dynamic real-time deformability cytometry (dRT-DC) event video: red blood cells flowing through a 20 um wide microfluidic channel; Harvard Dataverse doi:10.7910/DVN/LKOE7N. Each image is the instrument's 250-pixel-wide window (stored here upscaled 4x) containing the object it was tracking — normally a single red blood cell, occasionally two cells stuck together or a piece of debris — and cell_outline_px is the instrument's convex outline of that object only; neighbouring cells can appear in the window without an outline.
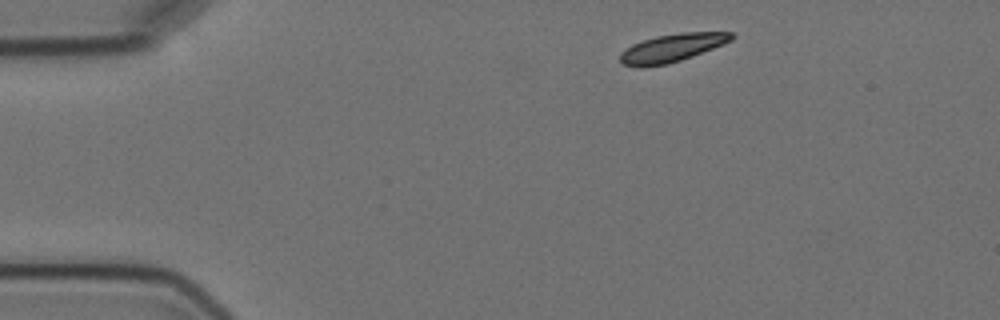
{"species": "Egyptian fruit bat (a non-hibernating species)", "species_latin": "Rousettus aegyptiacus", "temperature_condition": "cold", "stored_images_in_passage": 3, "camera_frame_rate_fps": 3000, "um_per_image_px": 0.085, "animal": {"sex": "female"}, "frame": {"image": 1, "passage_image": 1, "time_ms": 0.0, "image_size_px": [1000, 320], "cell_outline_px": [[736, 36], [732, 40], [724, 44], [692, 56], [668, 64], [640, 68], [636, 68], [624, 64], [620, 60], [620, 52], [624, 48], [632, 44], [656, 36], [680, 32], [732, 32]], "centroid_in_image_um": [57.1, 4.07], "position_along_channel_um": 27.9, "area_um2": 18.38}}